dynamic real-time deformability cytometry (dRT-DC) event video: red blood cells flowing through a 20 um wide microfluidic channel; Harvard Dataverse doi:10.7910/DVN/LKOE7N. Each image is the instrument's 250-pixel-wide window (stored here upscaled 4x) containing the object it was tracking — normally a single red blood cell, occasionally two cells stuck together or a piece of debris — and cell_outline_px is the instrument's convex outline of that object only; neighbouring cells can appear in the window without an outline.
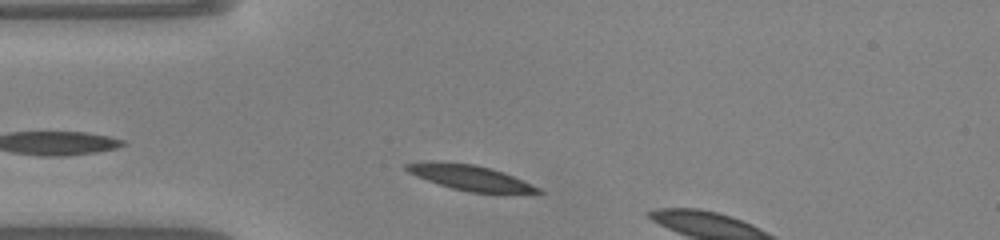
{"species": "common noctule bat (a hibernating species)", "species_latin": "Nyctalus noctula", "temperature_condition": "warm", "stored_images_in_passage": 35, "camera_frame_rate_fps": 3000, "um_per_image_px": 0.085, "animal": {"sex": "male", "body_mass_g": 20.0, "forearm_length_mm": 53.3}, "frame": {"image": 1, "passage_image": 3, "time_ms": 0.667, "image_size_px": [1000, 240], "cell_outline_px": [[544, 192], [472, 192], [452, 188], [416, 176], [408, 172], [404, 168], [404, 164], [472, 164], [488, 168], [512, 176], [540, 188]], "centroid_in_image_um": [40.0, 15.14], "position_along_channel_um": 45.0, "area_um2": 17.74}}
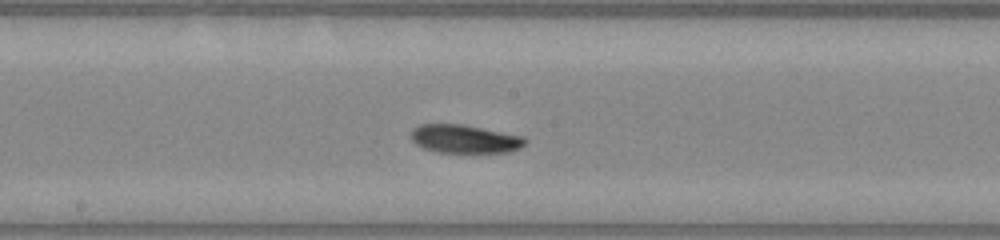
{"frame": {"image": 2, "passage_image": 16, "time_ms": 5.0, "image_size_px": [1000, 240], "cell_outline_px": [[528, 140], [520, 148], [508, 152], [440, 152], [424, 148], [416, 144], [412, 140], [412, 128], [420, 124], [460, 124], [524, 136]], "centroid_in_image_um": [39.51, 11.8], "position_along_channel_um": 208.7, "area_um2": 18.67}}
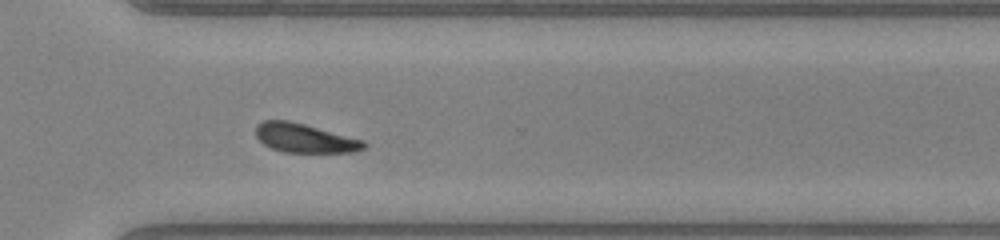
{"frame": {"image": 3, "passage_image": 26, "time_ms": 8.333, "image_size_px": [1000, 240], "cell_outline_px": [[368, 144], [364, 148], [352, 152], [284, 152], [272, 148], [264, 144], [256, 136], [256, 124], [264, 120], [288, 120], [304, 124], [364, 140]], "centroid_in_image_um": [25.89, 11.73], "position_along_channel_um": 344.7, "area_um2": 18.15}, "authors_computed_cell_mechanics": {"area_um2": 18.2648, "velocity_mm_per_s": 4.0798, "shape_relaxation_time_tau1_ms": 4.521, "shape_relaxation_time_tau2_ms": null, "deformation_change_tau1": 0.1054, "deformation_change_tau2": null}}